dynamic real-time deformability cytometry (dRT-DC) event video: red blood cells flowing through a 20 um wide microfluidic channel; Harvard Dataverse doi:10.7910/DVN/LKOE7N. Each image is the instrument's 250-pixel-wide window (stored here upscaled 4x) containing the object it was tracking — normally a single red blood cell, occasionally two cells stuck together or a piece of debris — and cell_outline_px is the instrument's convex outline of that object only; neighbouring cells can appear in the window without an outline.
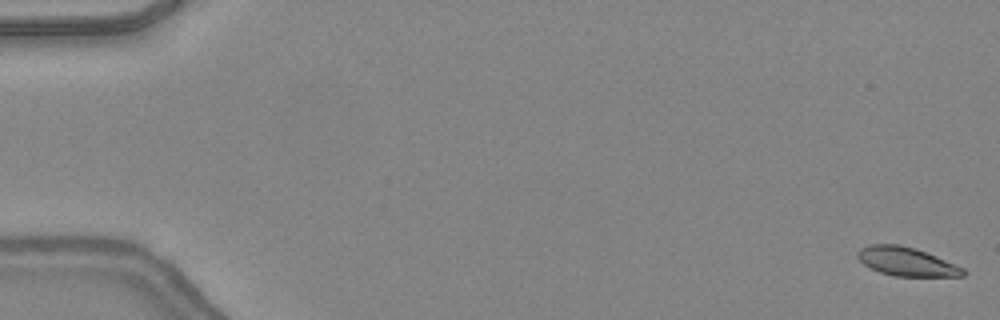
{"species": "common noctule bat (a hibernating species)", "species_latin": "Nyctalus noctula", "temperature_condition": "warm", "stored_images_in_passage": 14, "camera_frame_rate_fps": 3000, "um_per_image_px": 0.085, "animal": {"sex": "female", "body_mass_g": 24.6, "forearm_length_mm": 56.2}, "frame": {"image": 1, "passage_image": 1, "time_ms": 0.0, "image_size_px": [1000, 320], "cell_outline_px": [[968, 272], [964, 276], [896, 276], [880, 272], [864, 264], [856, 256], [856, 252], [860, 248], [868, 244], [900, 244], [916, 248], [936, 256], [964, 268]], "centroid_in_image_um": [77.05, 22.22], "position_along_channel_um": 7.9, "area_um2": 17.69}}
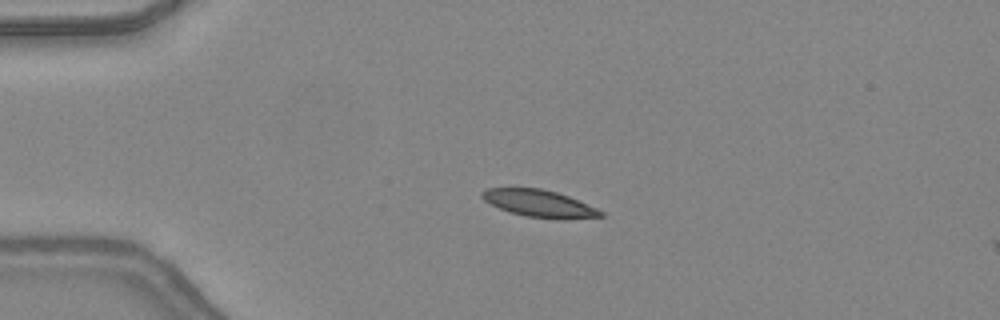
{"frame": {"image": 2, "passage_image": 12, "time_ms": 3.667, "image_size_px": [1000, 320], "cell_outline_px": [[604, 216], [560, 220], [556, 220], [524, 216], [500, 208], [484, 200], [480, 196], [480, 192], [488, 188], [540, 188], [556, 192], [568, 196], [596, 208], [604, 212]], "centroid_in_image_um": [45.85, 17.31], "position_along_channel_um": 39.2, "area_um2": 18.73}}